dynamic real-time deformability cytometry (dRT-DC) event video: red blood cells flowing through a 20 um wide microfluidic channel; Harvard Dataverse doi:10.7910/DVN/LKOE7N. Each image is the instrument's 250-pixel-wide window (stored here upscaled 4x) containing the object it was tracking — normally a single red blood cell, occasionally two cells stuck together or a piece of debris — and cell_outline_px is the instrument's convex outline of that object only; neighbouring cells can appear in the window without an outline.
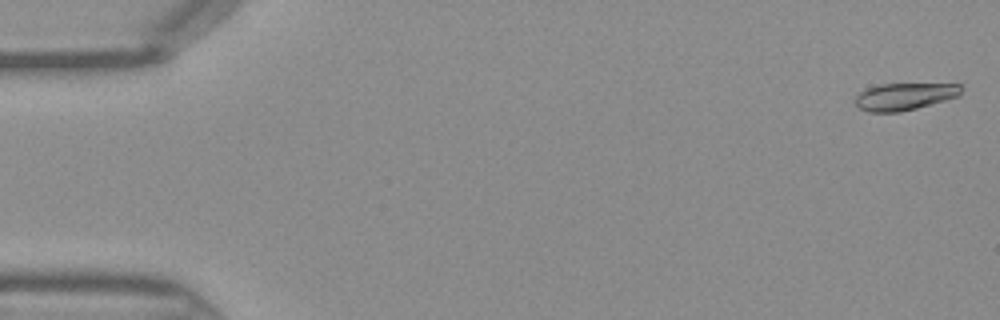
{"species": "Egyptian fruit bat (a non-hibernating species)", "species_latin": "Rousettus aegyptiacus", "temperature_condition": "warm", "stored_images_in_passage": 45, "camera_frame_rate_fps": 3000, "um_per_image_px": 0.085, "frame": {"image": 1, "passage_image": 1, "time_ms": 0.0, "image_size_px": [1000, 320], "cell_outline_px": [[960, 96], [916, 108], [900, 112], [868, 112], [860, 108], [852, 100], [860, 92], [868, 88], [880, 84], [960, 84]], "centroid_in_image_um": [76.84, 8.21], "position_along_channel_um": 8.2, "area_um2": 16.65}}
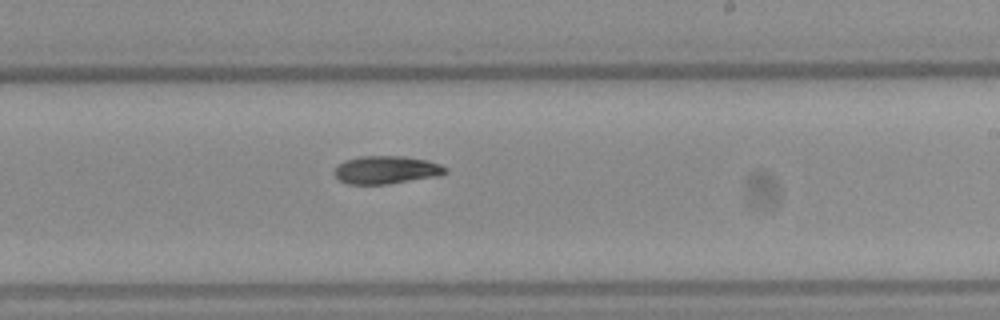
{"frame": {"image": 2, "passage_image": 27, "time_ms": 8.667, "image_size_px": [1000, 320], "cell_outline_px": [[448, 172], [440, 176], [388, 184], [348, 184], [340, 180], [336, 176], [336, 168], [344, 160], [360, 156], [400, 156], [428, 160], [440, 164], [448, 168]], "centroid_in_image_um": [32.9, 14.44], "position_along_channel_um": 256.1, "area_um2": 18.09}}
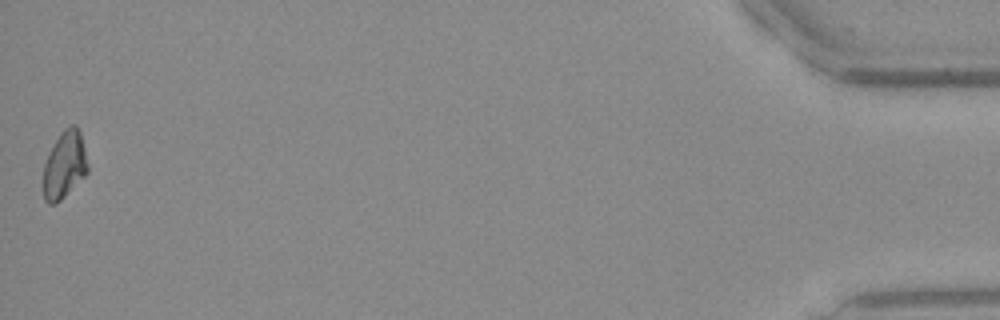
{"frame": {"image": 3, "passage_image": 45, "time_ms": 14.667, "image_size_px": [1000, 320], "cell_outline_px": [[88, 172], [56, 204], [48, 204], [44, 200], [44, 164], [48, 152], [60, 132], [64, 128], [72, 124], [76, 124], [80, 132], [88, 164]], "centroid_in_image_um": [5.48, 13.99], "position_along_channel_um": 429.7, "area_um2": 17.34}}